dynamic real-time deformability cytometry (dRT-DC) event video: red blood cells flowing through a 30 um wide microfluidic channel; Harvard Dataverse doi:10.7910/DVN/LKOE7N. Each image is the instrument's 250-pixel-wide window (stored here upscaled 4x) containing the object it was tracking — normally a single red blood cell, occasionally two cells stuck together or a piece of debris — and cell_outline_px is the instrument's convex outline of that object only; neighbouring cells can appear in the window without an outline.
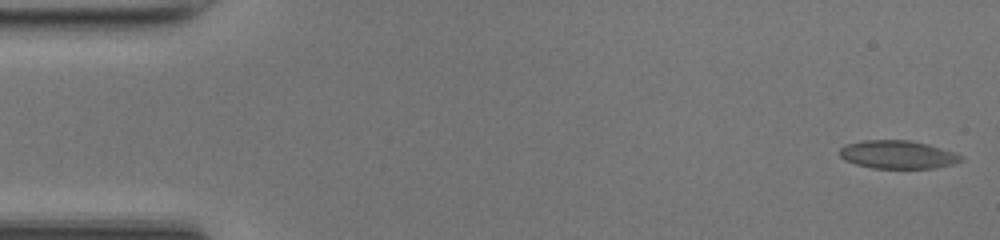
{"species": "common noctule bat (a hibernating species)", "species_latin": "Nyctalus noctula", "temperature_condition": "room temperature", "stored_images_in_passage": 49, "camera_frame_rate_fps": 3000, "um_per_image_px": 0.085, "animal": {"sex": "female", "body_mass_g": 17.0, "forearm_length_mm": 48.0}, "frame": {"image": 1, "passage_image": 1, "time_ms": 0.0, "image_size_px": [1000, 240], "cell_outline_px": [[964, 160], [956, 164], [932, 168], [872, 168], [856, 164], [844, 160], [840, 156], [840, 148], [848, 144], [864, 140], [908, 140], [928, 144], [964, 156]], "centroid_in_image_um": [76.33, 13.15], "position_along_channel_um": 8.7, "area_um2": 19.88}}
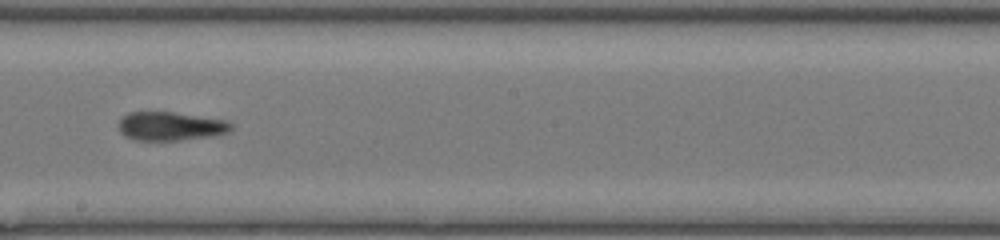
{"frame": {"image": 2, "passage_image": 27, "time_ms": 8.667, "image_size_px": [1000, 240], "cell_outline_px": [[232, 128], [228, 132], [216, 136], [180, 140], [136, 140], [124, 136], [120, 132], [116, 124], [120, 116], [128, 112], [172, 112], [228, 120], [232, 124]], "centroid_in_image_um": [14.46, 10.72], "position_along_channel_um": 233.7, "area_um2": 19.19}}
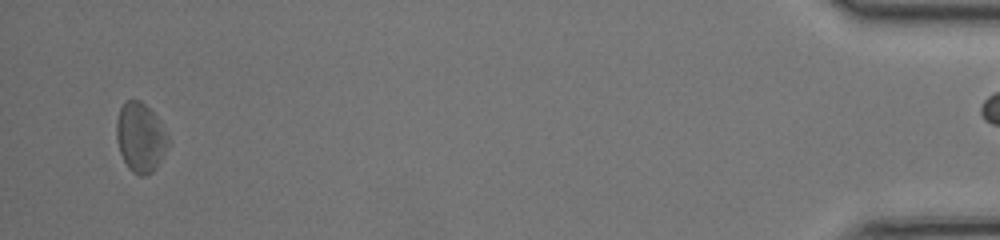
{"frame": {"image": 3, "passage_image": 47, "time_ms": 15.333, "image_size_px": [1000, 240], "cell_outline_px": [[168, 144], [156, 168], [152, 172], [144, 176], [140, 176], [132, 172], [128, 168], [120, 152], [116, 140], [116, 120], [120, 108], [124, 100], [140, 100], [156, 116], [168, 136]], "centroid_in_image_um": [11.9, 11.68], "position_along_channel_um": 423.3, "area_um2": 20.75}, "authors_computed_cell_mechanics": {"area_um2": 19.5364, "velocity_mm_per_s": 4.2104, "shape_relaxation_time_tau1_ms": null, "shape_relaxation_time_tau2_ms": 3.3387, "deformation_change_tau1": null, "deformation_change_tau2": 0.1224}}